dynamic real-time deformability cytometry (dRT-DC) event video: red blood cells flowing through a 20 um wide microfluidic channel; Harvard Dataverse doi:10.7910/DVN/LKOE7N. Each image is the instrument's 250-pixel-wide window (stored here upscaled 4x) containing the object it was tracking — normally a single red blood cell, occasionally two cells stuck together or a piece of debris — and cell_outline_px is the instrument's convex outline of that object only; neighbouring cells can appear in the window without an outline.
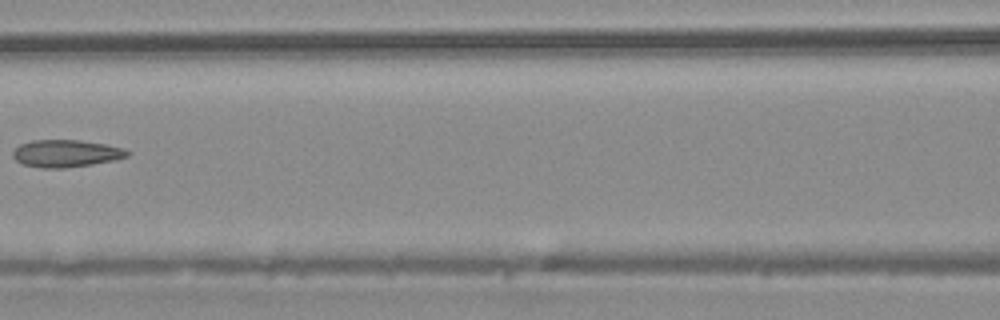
{"species": "common noctule bat (a hibernating species)", "species_latin": "Nyctalus noctula", "temperature_condition": "warm", "stored_images_in_passage": 5, "camera_frame_rate_fps": 3000, "um_per_image_px": 0.085, "animal": {"sex": "male", "body_mass_g": 20.4}, "frame": {"image": 1, "passage_image": 5, "time_ms": 1.333, "image_size_px": [1000, 320], "cell_outline_px": [[132, 152], [128, 156], [116, 160], [92, 164], [64, 168], [40, 168], [24, 164], [16, 160], [12, 156], [12, 152], [20, 144], [32, 140], [80, 140], [104, 144], [124, 148]], "centroid_in_image_um": [5.63, 13.04], "position_along_channel_um": 161.0, "area_um2": 18.26}}